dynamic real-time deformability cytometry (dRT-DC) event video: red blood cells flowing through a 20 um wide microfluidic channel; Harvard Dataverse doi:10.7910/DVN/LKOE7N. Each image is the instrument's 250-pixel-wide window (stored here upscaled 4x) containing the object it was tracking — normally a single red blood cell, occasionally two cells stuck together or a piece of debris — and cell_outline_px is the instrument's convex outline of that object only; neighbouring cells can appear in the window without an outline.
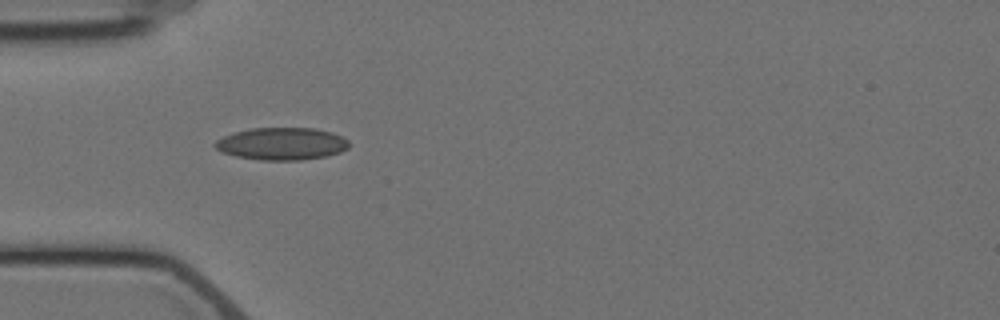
{"species": "Egyptian fruit bat (a non-hibernating species)", "species_latin": "Rousettus aegyptiacus", "temperature_condition": "cold", "stored_images_in_passage": 2, "camera_frame_rate_fps": 3000, "um_per_image_px": 0.085, "animal": {"sex": "female"}, "frame": {"image": 1, "passage_image": 1, "time_ms": 0.0, "image_size_px": [1000, 320], "cell_outline_px": [[348, 148], [340, 152], [324, 156], [300, 160], [260, 160], [236, 156], [220, 152], [212, 144], [216, 140], [224, 136], [236, 132], [252, 128], [316, 128], [332, 132], [344, 136], [348, 140]], "centroid_in_image_um": [23.95, 12.21], "position_along_channel_um": 61.1, "area_um2": 25.32}}
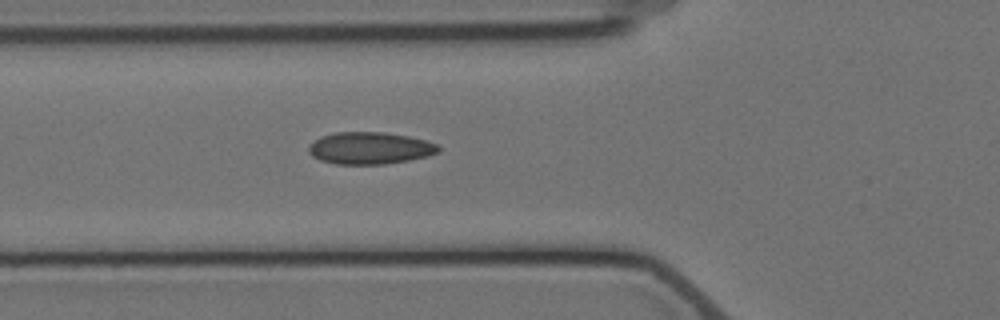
{"frame": {"image": 2, "passage_image": 2, "time_ms": 1.0, "image_size_px": [1000, 320], "cell_outline_px": [[440, 152], [428, 156], [408, 160], [384, 164], [336, 164], [320, 160], [312, 156], [308, 152], [308, 144], [320, 136], [336, 132], [384, 132], [408, 136], [440, 144]], "centroid_in_image_um": [31.43, 12.58], "position_along_channel_um": 94.4, "area_um2": 24.45}}